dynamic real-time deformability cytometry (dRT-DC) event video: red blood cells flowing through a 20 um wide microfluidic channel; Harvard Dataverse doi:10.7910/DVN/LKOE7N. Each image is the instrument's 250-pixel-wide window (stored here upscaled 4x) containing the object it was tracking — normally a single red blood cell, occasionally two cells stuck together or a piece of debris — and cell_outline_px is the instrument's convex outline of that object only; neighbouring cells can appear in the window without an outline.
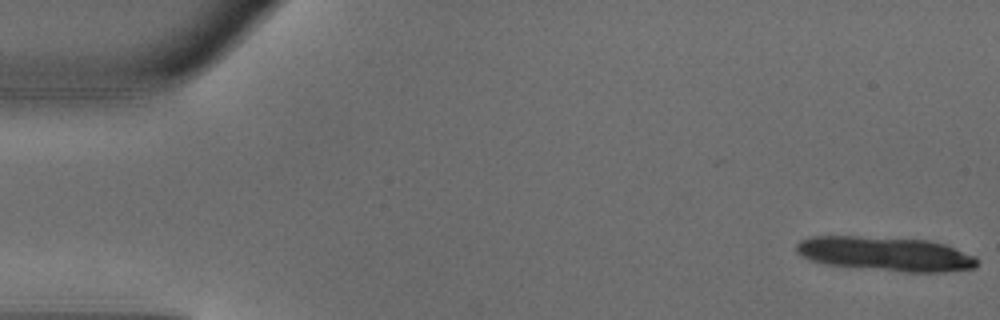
{"species": "common noctule bat (a hibernating species)", "species_latin": "Nyctalus noctula", "temperature_condition": "warm", "stored_images_in_passage": 11, "camera_frame_rate_fps": 3000, "um_per_image_px": 0.085, "animal": {"sex": "male", "body_mass_g": 18.8}, "frame": {"image": 1, "passage_image": 1, "time_ms": 0.0, "image_size_px": [1000, 320], "cell_outline_px": [[980, 260], [976, 268], [944, 272], [904, 272], [828, 264], [812, 260], [800, 256], [796, 252], [796, 244], [800, 240], [808, 236], [856, 236], [928, 240], [944, 244], [976, 256]], "centroid_in_image_um": [75.3, 21.57], "position_along_channel_um": 9.7, "area_um2": 36.18}}